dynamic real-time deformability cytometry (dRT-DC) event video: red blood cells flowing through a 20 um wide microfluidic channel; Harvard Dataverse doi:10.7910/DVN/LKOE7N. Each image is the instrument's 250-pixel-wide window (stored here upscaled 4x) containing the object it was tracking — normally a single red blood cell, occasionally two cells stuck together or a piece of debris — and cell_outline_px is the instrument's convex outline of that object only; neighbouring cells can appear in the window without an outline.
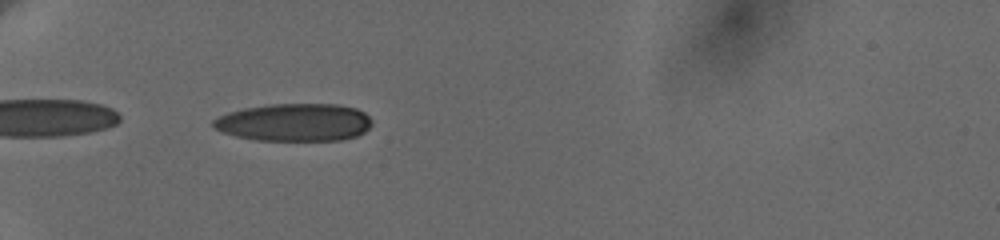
{"species": "human", "species_latin": "Homo sapiens", "temperature_condition": "cold", "stored_images_in_passage": 33, "camera_frame_rate_fps": 3000, "um_per_image_px": 0.085, "donor": {"sex": "female"}, "frame": {"image": 1, "passage_image": 2, "time_ms": 0.333, "image_size_px": [1000, 240], "cell_outline_px": [[372, 124], [364, 132], [356, 136], [344, 140], [256, 140], [236, 136], [224, 132], [216, 128], [212, 124], [212, 120], [228, 112], [244, 108], [272, 104], [336, 104], [356, 108], [364, 112], [372, 120]], "centroid_in_image_um": [25.05, 10.4], "position_along_channel_um": 59.9, "area_um2": 34.8}}
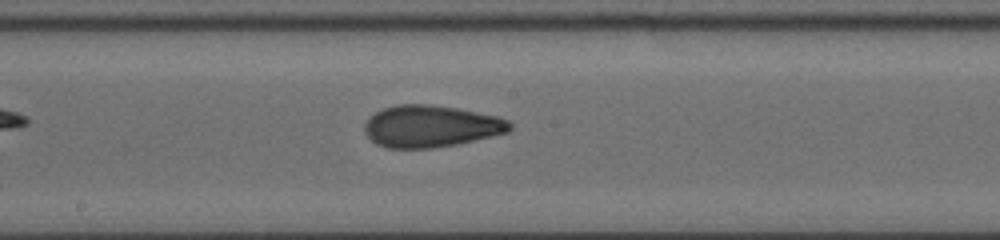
{"frame": {"image": 2, "passage_image": 15, "time_ms": 5.0, "image_size_px": [1000, 240], "cell_outline_px": [[512, 128], [508, 132], [492, 136], [456, 144], [432, 148], [388, 148], [376, 144], [364, 132], [364, 124], [376, 112], [384, 108], [396, 104], [428, 104], [456, 108], [496, 116], [508, 120], [512, 124]], "centroid_in_image_um": [36.62, 10.73], "position_along_channel_um": 211.6, "area_um2": 35.26}}
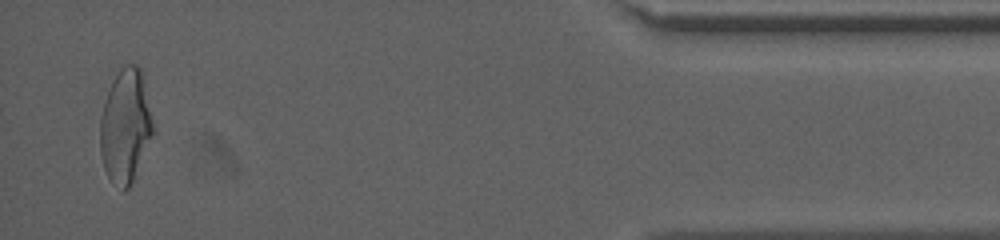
{"frame": {"image": 3, "passage_image": 33, "time_ms": 12.333, "image_size_px": [1000, 240], "cell_outline_px": [[152, 132], [132, 180], [128, 188], [124, 192], [108, 176], [104, 168], [100, 152], [100, 120], [104, 100], [116, 76], [124, 64], [136, 64], [140, 68], [152, 120]], "centroid_in_image_um": [10.62, 10.7], "position_along_channel_um": 424.6, "area_um2": 33.76}, "authors_computed_cell_mechanics": {"area_um2": 34.391, "velocity_mm_per_s": 3.6635, "shape_relaxation_time_tau1_ms": 6.6279, "shape_relaxation_time_tau2_ms": 1.9953, "deformation_change_tau1": 0.1822, "deformation_change_tau2": 0.0886}}